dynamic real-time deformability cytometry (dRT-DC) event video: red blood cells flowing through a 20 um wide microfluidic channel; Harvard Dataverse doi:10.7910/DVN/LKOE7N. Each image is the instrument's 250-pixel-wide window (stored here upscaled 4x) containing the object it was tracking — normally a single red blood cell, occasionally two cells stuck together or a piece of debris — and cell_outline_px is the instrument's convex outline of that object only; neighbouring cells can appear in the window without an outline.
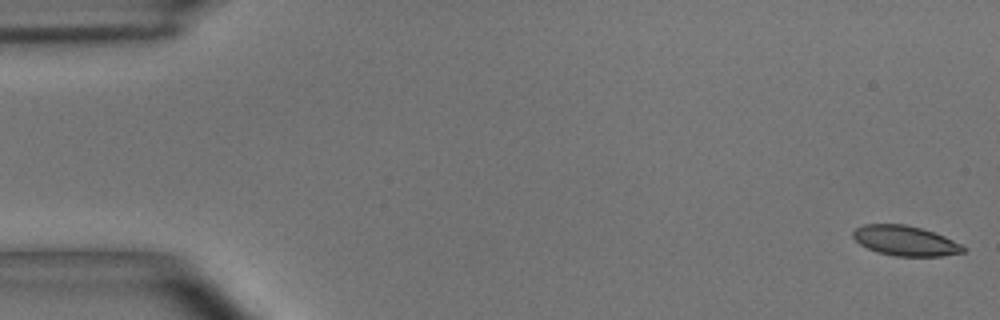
{"species": "common noctule bat (a hibernating species)", "species_latin": "Nyctalus noctula", "temperature_condition": "room temperature", "stored_images_in_passage": 54, "camera_frame_rate_fps": 3000, "um_per_image_px": 0.085, "animal": {"sex": "male", "body_mass_g": 15.6}, "frame": {"image": 1, "passage_image": 1, "time_ms": 0.0, "image_size_px": [1000, 320], "cell_outline_px": [[968, 248], [964, 252], [940, 256], [896, 256], [876, 252], [860, 244], [852, 236], [852, 232], [856, 228], [864, 224], [904, 224], [920, 228], [944, 236]], "centroid_in_image_um": [76.93, 20.47], "position_along_channel_um": 8.1, "area_um2": 19.13}}
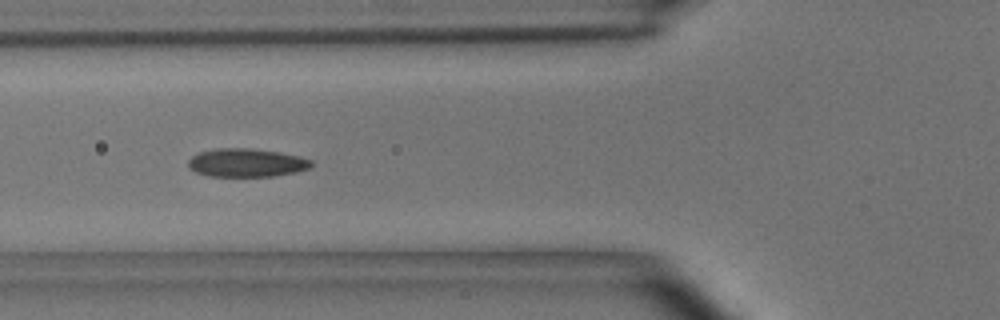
{"frame": {"image": 2, "passage_image": 20, "time_ms": 6.333, "image_size_px": [1000, 320], "cell_outline_px": [[312, 164], [308, 168], [296, 172], [276, 176], [208, 176], [196, 172], [188, 168], [188, 160], [192, 156], [200, 152], [216, 148], [248, 148], [280, 152], [300, 156], [312, 160]], "centroid_in_image_um": [20.94, 13.83], "position_along_channel_um": 104.9, "area_um2": 20.4}}
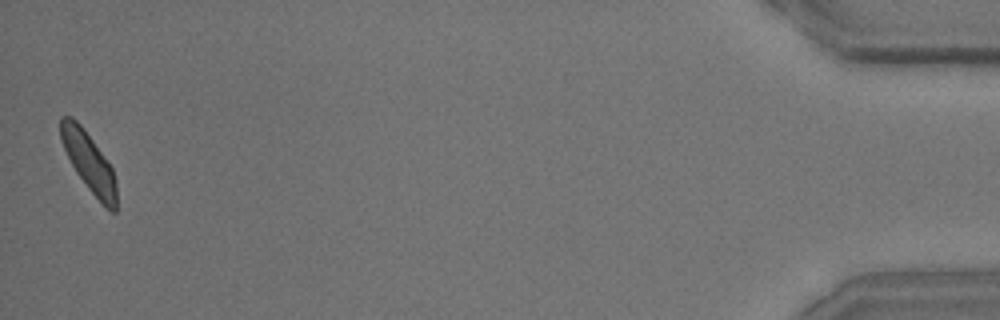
{"frame": {"image": 3, "passage_image": 54, "time_ms": 17.667, "image_size_px": [1000, 320], "cell_outline_px": [[116, 212], [112, 212], [88, 188], [76, 172], [60, 140], [60, 116], [72, 116], [84, 128], [112, 168], [116, 180]], "centroid_in_image_um": [7.54, 13.73], "position_along_channel_um": 427.7, "area_um2": 18.84}, "authors_computed_cell_mechanics": {"area_um2": 19.8832, "velocity_mm_per_s": 3.6522, "shape_relaxation_time_tau1_ms": 4.2956, "shape_relaxation_time_tau2_ms": 1.8975, "deformation_change_tau1": 0.1153, "deformation_change_tau2": 0.0672}}